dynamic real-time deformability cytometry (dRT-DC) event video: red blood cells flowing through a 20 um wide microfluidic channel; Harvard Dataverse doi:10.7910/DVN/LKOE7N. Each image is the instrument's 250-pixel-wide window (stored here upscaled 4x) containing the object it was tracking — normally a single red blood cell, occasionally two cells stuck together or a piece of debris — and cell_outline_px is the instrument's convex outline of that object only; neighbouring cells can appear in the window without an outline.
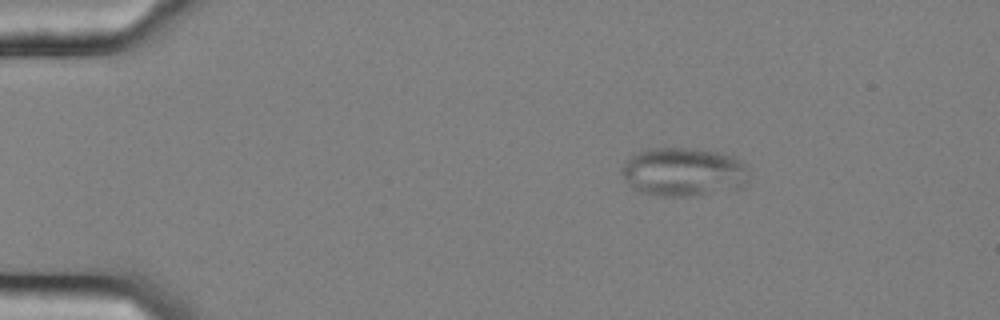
{"species": "common noctule bat (a hibernating species)", "species_latin": "Nyctalus noctula", "temperature_condition": "cold", "stored_images_in_passage": 48, "camera_frame_rate_fps": 3000, "um_per_image_px": 0.085, "animal": {"sex": "female", "body_mass_g": 25.1}, "frame": {"image": 1, "passage_image": 1, "time_ms": 0.0, "image_size_px": [1000, 320], "cell_outline_px": [[748, 176], [744, 184], [736, 192], [692, 196], [656, 196], [640, 192], [632, 188], [628, 184], [620, 168], [636, 152], [648, 148], [688, 148], [724, 152], [736, 156], [748, 164]], "centroid_in_image_um": [58.19, 14.63], "position_along_channel_um": 26.8, "area_um2": 37.17}}
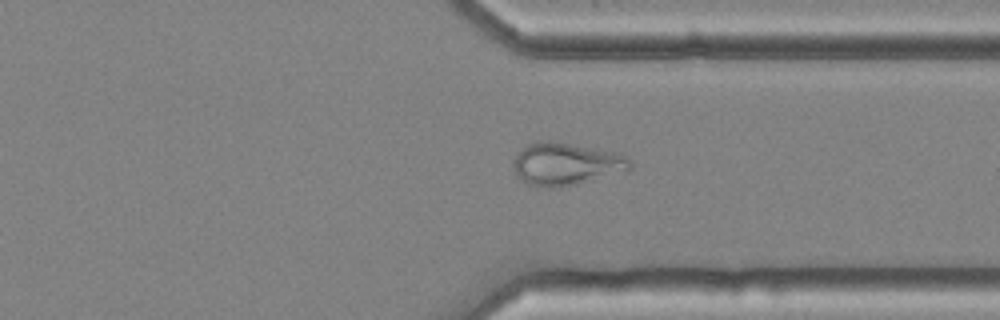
{"frame": {"image": 2, "passage_image": 35, "time_ms": 11.333, "image_size_px": [1000, 320], "cell_outline_px": [[632, 168], [628, 172], [576, 184], [556, 188], [548, 188], [528, 184], [520, 180], [516, 176], [512, 168], [512, 160], [516, 152], [528, 144], [536, 140], [552, 140], [620, 152], [628, 156], [632, 160]], "centroid_in_image_um": [48.14, 13.92], "position_along_channel_um": 363.3, "area_um2": 30.11}}
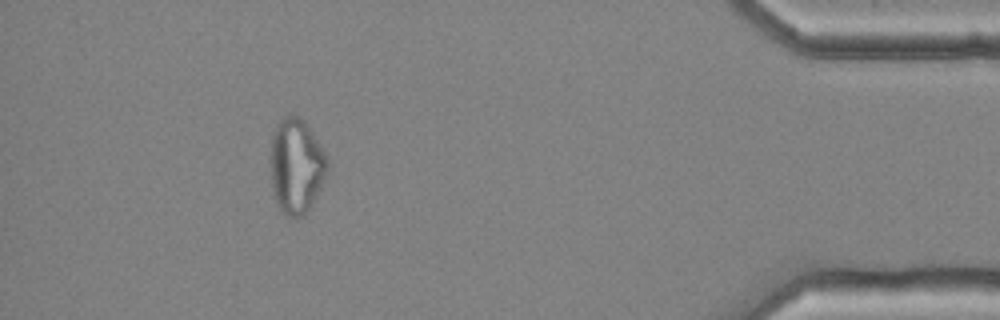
{"frame": {"image": 3, "passage_image": 43, "time_ms": 14.0, "image_size_px": [1000, 320], "cell_outline_px": [[328, 168], [320, 188], [312, 204], [304, 216], [288, 216], [276, 204], [272, 188], [268, 160], [268, 156], [272, 132], [276, 124], [288, 112], [292, 112], [304, 120], [308, 124], [324, 152], [328, 160]], "centroid_in_image_um": [25.13, 14.04], "position_along_channel_um": 410.1, "area_um2": 32.25}, "authors_computed_cell_mechanics": {"area_um2": 29.3913, "velocity_mm_per_s": 3.6193, "shape_relaxation_time_tau1_ms": null, "shape_relaxation_time_tau2_ms": 1.8902, "deformation_change_tau1": null, "deformation_change_tau2": 0.0713}}